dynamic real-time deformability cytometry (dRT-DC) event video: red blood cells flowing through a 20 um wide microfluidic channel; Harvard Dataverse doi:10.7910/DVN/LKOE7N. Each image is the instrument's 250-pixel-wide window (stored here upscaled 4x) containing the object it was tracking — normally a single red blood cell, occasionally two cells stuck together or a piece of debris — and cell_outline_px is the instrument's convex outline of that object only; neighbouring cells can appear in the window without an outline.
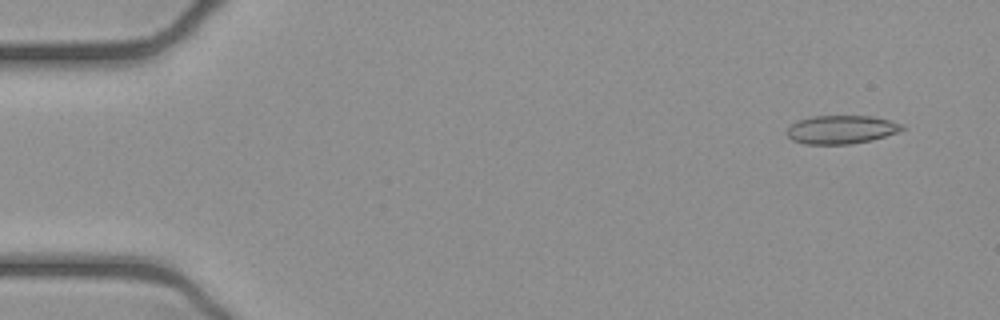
{"species": "common noctule bat (a hibernating species)", "species_latin": "Nyctalus noctula", "temperature_condition": "cold", "stored_images_in_passage": 53, "camera_frame_rate_fps": 3000, "um_per_image_px": 0.085, "animal": {"sex": "female", "body_mass_g": 21.9}, "frame": {"image": 1, "passage_image": 4, "time_ms": 1.0, "image_size_px": [1000, 320], "cell_outline_px": [[908, 128], [900, 132], [872, 140], [848, 144], [804, 144], [792, 140], [784, 132], [796, 120], [812, 116], [872, 116], [904, 124]], "centroid_in_image_um": [71.53, 11.01], "position_along_channel_um": 13.5, "area_um2": 19.36}}
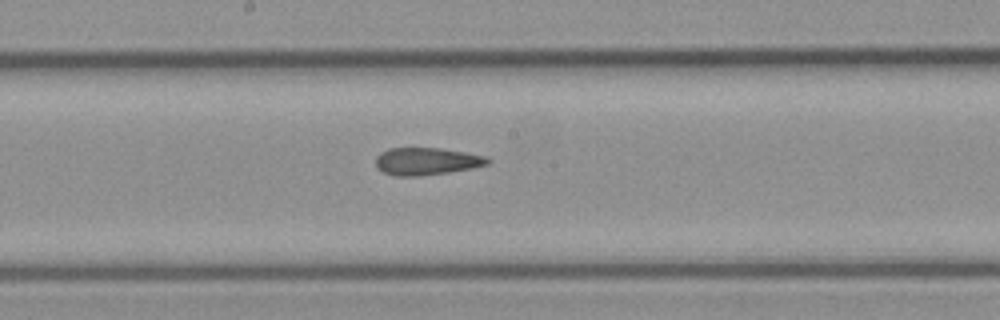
{"frame": {"image": 2, "passage_image": 28, "time_ms": 9.0, "image_size_px": [1000, 320], "cell_outline_px": [[492, 160], [488, 164], [472, 168], [448, 172], [420, 176], [396, 176], [384, 172], [376, 168], [376, 156], [380, 152], [388, 148], [440, 148], [488, 156]], "centroid_in_image_um": [36.26, 13.7], "position_along_channel_um": 211.9, "area_um2": 17.98}}
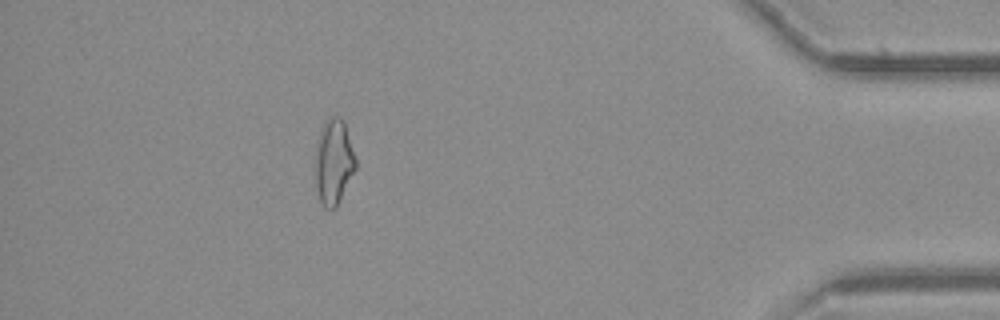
{"frame": {"image": 3, "passage_image": 47, "time_ms": 15.333, "image_size_px": [1000, 320], "cell_outline_px": [[356, 168], [336, 208], [324, 208], [320, 200], [316, 184], [312, 160], [320, 128], [324, 120], [328, 116], [340, 116], [344, 120], [356, 160]], "centroid_in_image_um": [28.32, 13.7], "position_along_channel_um": 406.9, "area_um2": 20.69}, "authors_computed_cell_mechanics": {"area_um2": 19.0162, "velocity_mm_per_s": 3.9026, "shape_relaxation_time_tau1_ms": null, "shape_relaxation_time_tau2_ms": 3.3609, "deformation_change_tau1": null, "deformation_change_tau2": 0.1338}}